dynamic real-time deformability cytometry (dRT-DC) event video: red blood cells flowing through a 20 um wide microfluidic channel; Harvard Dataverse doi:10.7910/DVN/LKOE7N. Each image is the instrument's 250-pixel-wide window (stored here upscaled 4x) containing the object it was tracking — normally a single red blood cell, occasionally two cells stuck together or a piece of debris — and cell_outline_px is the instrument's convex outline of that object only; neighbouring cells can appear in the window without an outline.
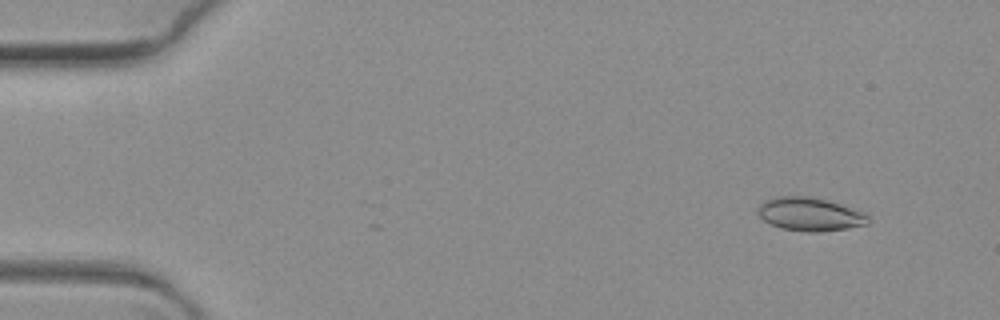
{"species": "common noctule bat (a hibernating species)", "species_latin": "Nyctalus noctula", "temperature_condition": "warm", "stored_images_in_passage": 10, "camera_frame_rate_fps": 3000, "um_per_image_px": 0.085, "animal": {"sex": "female", "body_mass_g": 19.3, "forearm_length_mm": 54.1}, "frame": {"image": 1, "passage_image": 2, "time_ms": 0.333, "image_size_px": [1000, 320], "cell_outline_px": [[868, 224], [848, 228], [820, 232], [808, 232], [780, 228], [764, 220], [756, 212], [756, 208], [764, 200], [776, 196], [812, 196], [840, 204], [864, 212], [868, 216]], "centroid_in_image_um": [68.81, 18.2], "position_along_channel_um": 16.2, "area_um2": 21.56}}
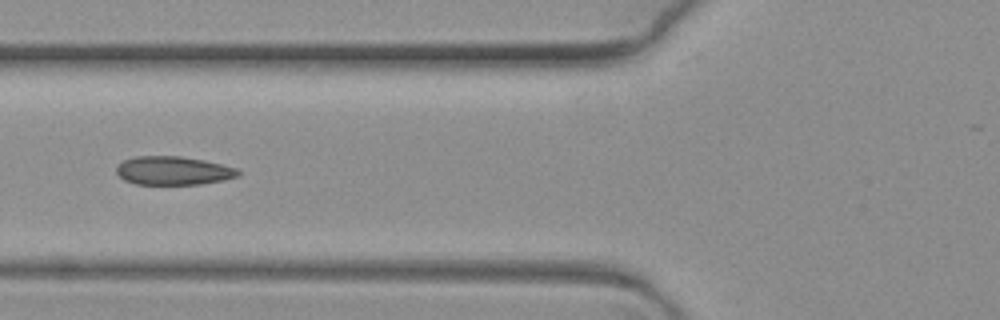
{"frame": {"image": 2, "passage_image": 7, "time_ms": 2.0, "image_size_px": [1000, 320], "cell_outline_px": [[240, 176], [224, 180], [200, 184], [136, 184], [124, 180], [116, 172], [116, 168], [124, 160], [136, 156], [180, 156], [204, 160], [240, 168]], "centroid_in_image_um": [14.78, 14.5], "position_along_channel_um": 111.0, "area_um2": 20.35}}
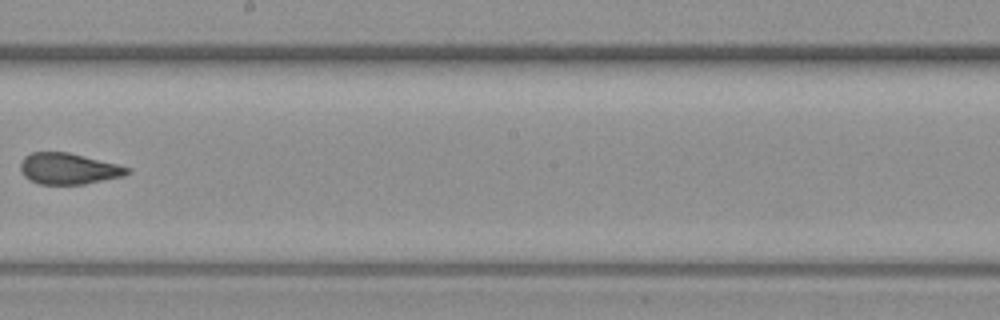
{"frame": {"image": 3, "passage_image": 10, "time_ms": 3.0, "image_size_px": [1000, 320], "cell_outline_px": [[132, 172], [124, 176], [84, 184], [40, 184], [24, 176], [20, 168], [20, 164], [24, 156], [32, 152], [68, 152], [132, 168]], "centroid_in_image_um": [5.84, 14.34], "position_along_channel_um": 242.4, "area_um2": 19.31}}